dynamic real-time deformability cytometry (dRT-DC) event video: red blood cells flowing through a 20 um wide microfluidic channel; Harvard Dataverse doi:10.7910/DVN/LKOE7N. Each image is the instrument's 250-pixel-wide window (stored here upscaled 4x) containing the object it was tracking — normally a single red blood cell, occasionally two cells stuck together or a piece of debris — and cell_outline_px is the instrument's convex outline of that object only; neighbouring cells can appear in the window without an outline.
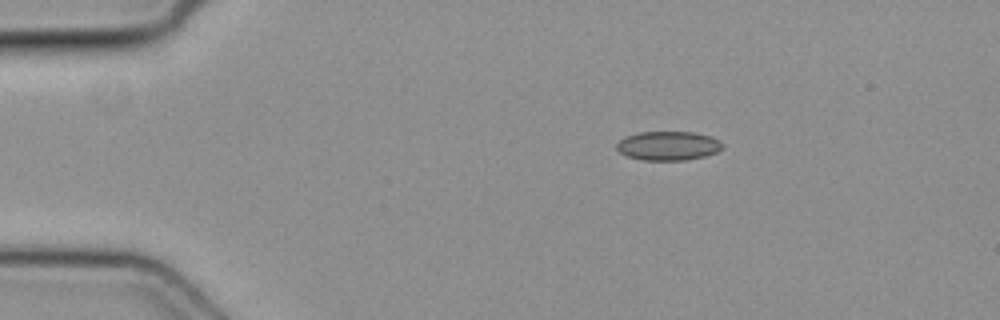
{"species": "common noctule bat (a hibernating species)", "species_latin": "Nyctalus noctula", "temperature_condition": "cold", "stored_images_in_passage": 41, "camera_frame_rate_fps": 3000, "um_per_image_px": 0.085, "animal": {"sex": "female", "body_mass_g": 19.3, "forearm_length_mm": 54.1}, "frame": {"image": 1, "passage_image": 1, "time_ms": 0.0, "image_size_px": [1000, 320], "cell_outline_px": [[724, 144], [716, 152], [704, 156], [688, 160], [644, 160], [628, 156], [620, 152], [616, 148], [616, 144], [624, 136], [640, 132], [692, 132], [708, 136], [720, 140]], "centroid_in_image_um": [56.78, 12.39], "position_along_channel_um": 28.2, "area_um2": 17.8}}
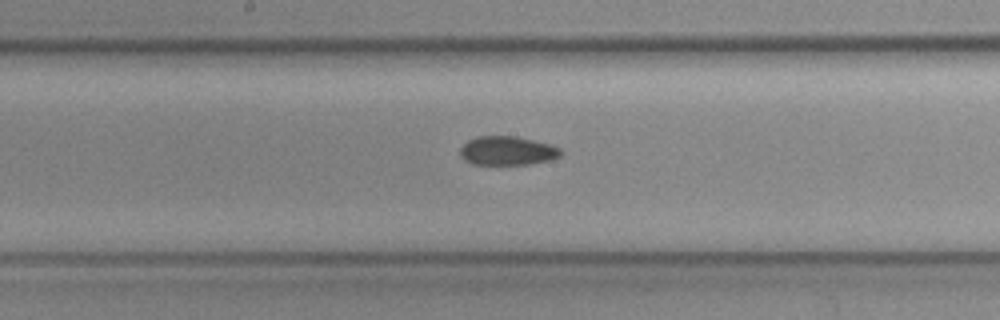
{"frame": {"image": 2, "passage_image": 18, "time_ms": 5.667, "image_size_px": [1000, 320], "cell_outline_px": [[560, 156], [552, 160], [528, 164], [472, 164], [464, 160], [460, 156], [460, 148], [468, 140], [476, 136], [516, 136], [548, 144], [560, 148]], "centroid_in_image_um": [43.09, 12.81], "position_along_channel_um": 205.1, "area_um2": 16.88}}
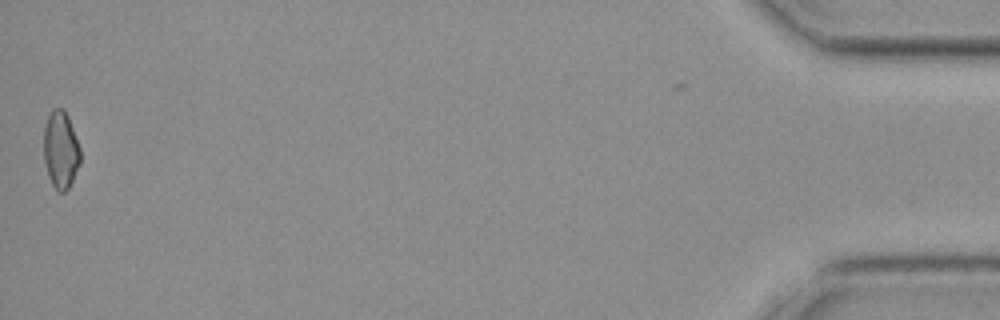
{"frame": {"image": 3, "passage_image": 41, "time_ms": 13.333, "image_size_px": [1000, 320], "cell_outline_px": [[80, 164], [68, 188], [64, 192], [56, 192], [52, 184], [44, 160], [44, 128], [48, 116], [52, 108], [64, 108], [68, 116], [80, 148]], "centroid_in_image_um": [5.16, 12.72], "position_along_channel_um": 430.0, "area_um2": 16.42}}